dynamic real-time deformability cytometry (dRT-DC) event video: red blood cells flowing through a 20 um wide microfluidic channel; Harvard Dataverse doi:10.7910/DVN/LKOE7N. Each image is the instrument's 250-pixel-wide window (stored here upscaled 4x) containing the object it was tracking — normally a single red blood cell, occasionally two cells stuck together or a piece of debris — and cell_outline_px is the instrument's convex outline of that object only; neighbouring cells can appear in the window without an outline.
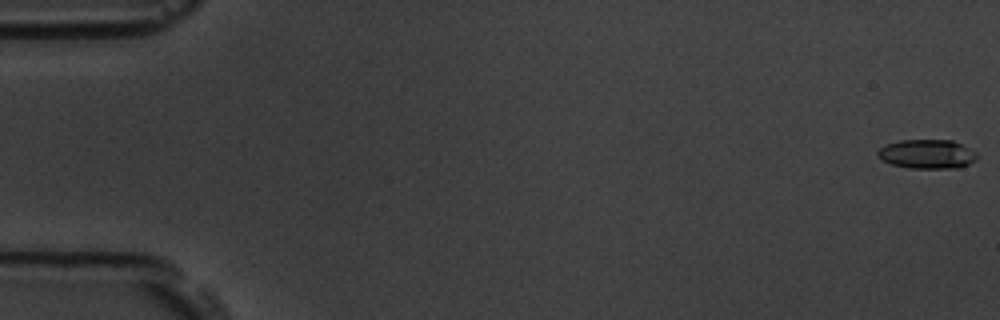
{"species": "common noctule bat (a hibernating species)", "species_latin": "Nyctalus noctula", "temperature_condition": "room temperature", "stored_images_in_passage": 56, "camera_frame_rate_fps": 3000, "um_per_image_px": 0.085, "animal": {"sex": "male", "body_mass_g": 19.5, "forearm_length_mm": 54.6}, "frame": {"image": 1, "passage_image": 1, "time_ms": 0.0, "image_size_px": [1000, 320], "cell_outline_px": [[976, 160], [960, 168], [908, 168], [892, 164], [884, 160], [876, 152], [884, 144], [900, 140], [952, 140], [976, 152]], "centroid_in_image_um": [78.8, 13.09], "position_along_channel_um": 6.2, "area_um2": 16.76}}
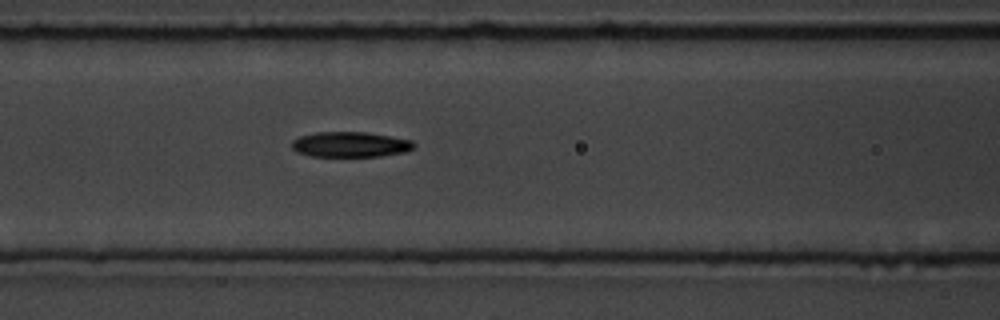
{"frame": {"image": 2, "passage_image": 24, "time_ms": 7.667, "image_size_px": [1000, 320], "cell_outline_px": [[416, 144], [412, 148], [404, 152], [380, 156], [312, 156], [296, 152], [292, 148], [292, 140], [300, 136], [316, 132], [368, 132], [412, 140]], "centroid_in_image_um": [29.76, 12.27], "position_along_channel_um": 136.8, "area_um2": 17.98}}
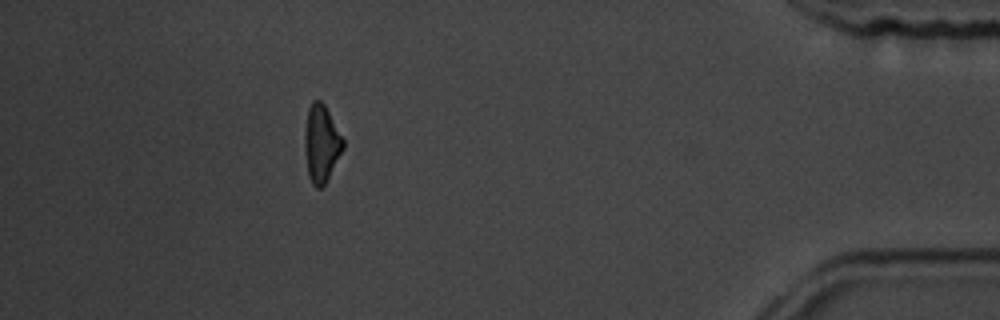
{"frame": {"image": 3, "passage_image": 50, "time_ms": 16.333, "image_size_px": [1000, 320], "cell_outline_px": [[344, 148], [324, 184], [320, 188], [316, 188], [312, 184], [308, 176], [304, 144], [304, 132], [308, 108], [312, 100], [320, 100], [324, 104], [344, 140]], "centroid_in_image_um": [27.29, 12.19], "position_along_channel_um": 407.9, "area_um2": 17.17}, "authors_computed_cell_mechanics": {"area_um2": 17.7446, "velocity_mm_per_s": 3.7432, "shape_relaxation_time_tau1_ms": 3.9016, "shape_relaxation_time_tau2_ms": null, "deformation_change_tau1": 0.1524, "deformation_change_tau2": null}}